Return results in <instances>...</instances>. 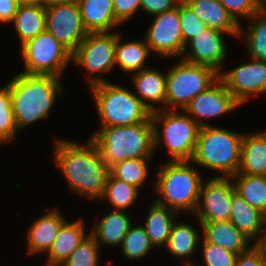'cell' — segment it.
Segmentation results:
<instances>
[{
  "label": "cell",
  "mask_w": 266,
  "mask_h": 266,
  "mask_svg": "<svg viewBox=\"0 0 266 266\" xmlns=\"http://www.w3.org/2000/svg\"><path fill=\"white\" fill-rule=\"evenodd\" d=\"M132 78L137 92L135 95L151 113L160 110L153 104L162 103L165 109L166 73L162 74L158 69L148 67L134 73Z\"/></svg>",
  "instance_id": "cell-19"
},
{
  "label": "cell",
  "mask_w": 266,
  "mask_h": 266,
  "mask_svg": "<svg viewBox=\"0 0 266 266\" xmlns=\"http://www.w3.org/2000/svg\"><path fill=\"white\" fill-rule=\"evenodd\" d=\"M208 28L239 36L240 24L218 0H183Z\"/></svg>",
  "instance_id": "cell-20"
},
{
  "label": "cell",
  "mask_w": 266,
  "mask_h": 266,
  "mask_svg": "<svg viewBox=\"0 0 266 266\" xmlns=\"http://www.w3.org/2000/svg\"><path fill=\"white\" fill-rule=\"evenodd\" d=\"M231 179L235 191L252 207L266 215V176L235 174Z\"/></svg>",
  "instance_id": "cell-31"
},
{
  "label": "cell",
  "mask_w": 266,
  "mask_h": 266,
  "mask_svg": "<svg viewBox=\"0 0 266 266\" xmlns=\"http://www.w3.org/2000/svg\"><path fill=\"white\" fill-rule=\"evenodd\" d=\"M199 223L203 235L202 239L206 242L221 246L238 255L248 251L253 246L251 245L252 240L229 220Z\"/></svg>",
  "instance_id": "cell-18"
},
{
  "label": "cell",
  "mask_w": 266,
  "mask_h": 266,
  "mask_svg": "<svg viewBox=\"0 0 266 266\" xmlns=\"http://www.w3.org/2000/svg\"><path fill=\"white\" fill-rule=\"evenodd\" d=\"M225 34L228 35L217 29H205L185 45L181 59L193 64L211 66L220 72L222 62L227 57V46L223 38ZM186 49L189 50L188 53Z\"/></svg>",
  "instance_id": "cell-16"
},
{
  "label": "cell",
  "mask_w": 266,
  "mask_h": 266,
  "mask_svg": "<svg viewBox=\"0 0 266 266\" xmlns=\"http://www.w3.org/2000/svg\"><path fill=\"white\" fill-rule=\"evenodd\" d=\"M120 246L123 256L132 261L145 257L154 248L145 228L142 225L133 226V224L129 227Z\"/></svg>",
  "instance_id": "cell-34"
},
{
  "label": "cell",
  "mask_w": 266,
  "mask_h": 266,
  "mask_svg": "<svg viewBox=\"0 0 266 266\" xmlns=\"http://www.w3.org/2000/svg\"><path fill=\"white\" fill-rule=\"evenodd\" d=\"M139 189L132 184L112 177L107 178L101 200H108L114 210L126 211L137 199Z\"/></svg>",
  "instance_id": "cell-33"
},
{
  "label": "cell",
  "mask_w": 266,
  "mask_h": 266,
  "mask_svg": "<svg viewBox=\"0 0 266 266\" xmlns=\"http://www.w3.org/2000/svg\"><path fill=\"white\" fill-rule=\"evenodd\" d=\"M146 33L145 40L151 52L163 57L181 58L185 51L179 17V4L174 9L159 13Z\"/></svg>",
  "instance_id": "cell-12"
},
{
  "label": "cell",
  "mask_w": 266,
  "mask_h": 266,
  "mask_svg": "<svg viewBox=\"0 0 266 266\" xmlns=\"http://www.w3.org/2000/svg\"><path fill=\"white\" fill-rule=\"evenodd\" d=\"M202 241L205 266H235L238 254L221 246L206 242L204 239ZM184 262L183 266H194L188 260Z\"/></svg>",
  "instance_id": "cell-37"
},
{
  "label": "cell",
  "mask_w": 266,
  "mask_h": 266,
  "mask_svg": "<svg viewBox=\"0 0 266 266\" xmlns=\"http://www.w3.org/2000/svg\"><path fill=\"white\" fill-rule=\"evenodd\" d=\"M100 248L95 238L88 233L61 266H99Z\"/></svg>",
  "instance_id": "cell-35"
},
{
  "label": "cell",
  "mask_w": 266,
  "mask_h": 266,
  "mask_svg": "<svg viewBox=\"0 0 266 266\" xmlns=\"http://www.w3.org/2000/svg\"><path fill=\"white\" fill-rule=\"evenodd\" d=\"M132 224L131 217L127 212L113 209L89 232L100 247L103 245L119 246Z\"/></svg>",
  "instance_id": "cell-25"
},
{
  "label": "cell",
  "mask_w": 266,
  "mask_h": 266,
  "mask_svg": "<svg viewBox=\"0 0 266 266\" xmlns=\"http://www.w3.org/2000/svg\"><path fill=\"white\" fill-rule=\"evenodd\" d=\"M15 30L23 45L46 31V9L41 4H20L14 15Z\"/></svg>",
  "instance_id": "cell-27"
},
{
  "label": "cell",
  "mask_w": 266,
  "mask_h": 266,
  "mask_svg": "<svg viewBox=\"0 0 266 266\" xmlns=\"http://www.w3.org/2000/svg\"><path fill=\"white\" fill-rule=\"evenodd\" d=\"M260 11H266V0H257Z\"/></svg>",
  "instance_id": "cell-47"
},
{
  "label": "cell",
  "mask_w": 266,
  "mask_h": 266,
  "mask_svg": "<svg viewBox=\"0 0 266 266\" xmlns=\"http://www.w3.org/2000/svg\"><path fill=\"white\" fill-rule=\"evenodd\" d=\"M8 85L18 132L48 117L53 104L63 94L60 78L53 75L18 73Z\"/></svg>",
  "instance_id": "cell-2"
},
{
  "label": "cell",
  "mask_w": 266,
  "mask_h": 266,
  "mask_svg": "<svg viewBox=\"0 0 266 266\" xmlns=\"http://www.w3.org/2000/svg\"><path fill=\"white\" fill-rule=\"evenodd\" d=\"M235 266H266L260 253L252 246L237 256Z\"/></svg>",
  "instance_id": "cell-42"
},
{
  "label": "cell",
  "mask_w": 266,
  "mask_h": 266,
  "mask_svg": "<svg viewBox=\"0 0 266 266\" xmlns=\"http://www.w3.org/2000/svg\"><path fill=\"white\" fill-rule=\"evenodd\" d=\"M199 242L195 227L184 222H174L165 248L175 258H189L196 252Z\"/></svg>",
  "instance_id": "cell-29"
},
{
  "label": "cell",
  "mask_w": 266,
  "mask_h": 266,
  "mask_svg": "<svg viewBox=\"0 0 266 266\" xmlns=\"http://www.w3.org/2000/svg\"><path fill=\"white\" fill-rule=\"evenodd\" d=\"M250 60L249 63L219 73V78L241 105L252 95L266 94V62L252 58Z\"/></svg>",
  "instance_id": "cell-14"
},
{
  "label": "cell",
  "mask_w": 266,
  "mask_h": 266,
  "mask_svg": "<svg viewBox=\"0 0 266 266\" xmlns=\"http://www.w3.org/2000/svg\"><path fill=\"white\" fill-rule=\"evenodd\" d=\"M45 9L46 31L73 54L88 35L78 2L49 6Z\"/></svg>",
  "instance_id": "cell-11"
},
{
  "label": "cell",
  "mask_w": 266,
  "mask_h": 266,
  "mask_svg": "<svg viewBox=\"0 0 266 266\" xmlns=\"http://www.w3.org/2000/svg\"><path fill=\"white\" fill-rule=\"evenodd\" d=\"M19 4H44V0H18Z\"/></svg>",
  "instance_id": "cell-46"
},
{
  "label": "cell",
  "mask_w": 266,
  "mask_h": 266,
  "mask_svg": "<svg viewBox=\"0 0 266 266\" xmlns=\"http://www.w3.org/2000/svg\"><path fill=\"white\" fill-rule=\"evenodd\" d=\"M182 0H141V9L148 15H156L174 9Z\"/></svg>",
  "instance_id": "cell-41"
},
{
  "label": "cell",
  "mask_w": 266,
  "mask_h": 266,
  "mask_svg": "<svg viewBox=\"0 0 266 266\" xmlns=\"http://www.w3.org/2000/svg\"><path fill=\"white\" fill-rule=\"evenodd\" d=\"M141 0H113L114 15L117 22L122 25L129 21L139 9Z\"/></svg>",
  "instance_id": "cell-40"
},
{
  "label": "cell",
  "mask_w": 266,
  "mask_h": 266,
  "mask_svg": "<svg viewBox=\"0 0 266 266\" xmlns=\"http://www.w3.org/2000/svg\"><path fill=\"white\" fill-rule=\"evenodd\" d=\"M46 264H47L46 266H61V265H56V264H48V263Z\"/></svg>",
  "instance_id": "cell-48"
},
{
  "label": "cell",
  "mask_w": 266,
  "mask_h": 266,
  "mask_svg": "<svg viewBox=\"0 0 266 266\" xmlns=\"http://www.w3.org/2000/svg\"><path fill=\"white\" fill-rule=\"evenodd\" d=\"M178 62L166 72L165 109L183 111L192 98L219 79L220 72L211 66L189 63L181 58Z\"/></svg>",
  "instance_id": "cell-8"
},
{
  "label": "cell",
  "mask_w": 266,
  "mask_h": 266,
  "mask_svg": "<svg viewBox=\"0 0 266 266\" xmlns=\"http://www.w3.org/2000/svg\"><path fill=\"white\" fill-rule=\"evenodd\" d=\"M25 71L21 73L61 76L72 54L49 32L40 33L21 45Z\"/></svg>",
  "instance_id": "cell-9"
},
{
  "label": "cell",
  "mask_w": 266,
  "mask_h": 266,
  "mask_svg": "<svg viewBox=\"0 0 266 266\" xmlns=\"http://www.w3.org/2000/svg\"><path fill=\"white\" fill-rule=\"evenodd\" d=\"M90 138L109 167L128 159L152 158L155 151L151 116L145 122L134 125L101 127Z\"/></svg>",
  "instance_id": "cell-4"
},
{
  "label": "cell",
  "mask_w": 266,
  "mask_h": 266,
  "mask_svg": "<svg viewBox=\"0 0 266 266\" xmlns=\"http://www.w3.org/2000/svg\"><path fill=\"white\" fill-rule=\"evenodd\" d=\"M149 207L142 226L154 247H165L179 213L155 201Z\"/></svg>",
  "instance_id": "cell-26"
},
{
  "label": "cell",
  "mask_w": 266,
  "mask_h": 266,
  "mask_svg": "<svg viewBox=\"0 0 266 266\" xmlns=\"http://www.w3.org/2000/svg\"><path fill=\"white\" fill-rule=\"evenodd\" d=\"M229 221L252 241L266 228V215L252 207L236 191L232 194Z\"/></svg>",
  "instance_id": "cell-22"
},
{
  "label": "cell",
  "mask_w": 266,
  "mask_h": 266,
  "mask_svg": "<svg viewBox=\"0 0 266 266\" xmlns=\"http://www.w3.org/2000/svg\"><path fill=\"white\" fill-rule=\"evenodd\" d=\"M179 17L184 45L208 28L183 0L179 3Z\"/></svg>",
  "instance_id": "cell-38"
},
{
  "label": "cell",
  "mask_w": 266,
  "mask_h": 266,
  "mask_svg": "<svg viewBox=\"0 0 266 266\" xmlns=\"http://www.w3.org/2000/svg\"><path fill=\"white\" fill-rule=\"evenodd\" d=\"M252 245L260 253L261 258L266 264V228L259 234Z\"/></svg>",
  "instance_id": "cell-44"
},
{
  "label": "cell",
  "mask_w": 266,
  "mask_h": 266,
  "mask_svg": "<svg viewBox=\"0 0 266 266\" xmlns=\"http://www.w3.org/2000/svg\"><path fill=\"white\" fill-rule=\"evenodd\" d=\"M117 32L88 33L72 54V61L85 68L89 87L107 82L101 73H108L116 64ZM97 73L98 75H95Z\"/></svg>",
  "instance_id": "cell-10"
},
{
  "label": "cell",
  "mask_w": 266,
  "mask_h": 266,
  "mask_svg": "<svg viewBox=\"0 0 266 266\" xmlns=\"http://www.w3.org/2000/svg\"><path fill=\"white\" fill-rule=\"evenodd\" d=\"M78 4L88 33L112 32L120 25L114 15L113 0H78Z\"/></svg>",
  "instance_id": "cell-21"
},
{
  "label": "cell",
  "mask_w": 266,
  "mask_h": 266,
  "mask_svg": "<svg viewBox=\"0 0 266 266\" xmlns=\"http://www.w3.org/2000/svg\"><path fill=\"white\" fill-rule=\"evenodd\" d=\"M66 221L67 219L55 207L30 224L27 231L28 255L47 253Z\"/></svg>",
  "instance_id": "cell-17"
},
{
  "label": "cell",
  "mask_w": 266,
  "mask_h": 266,
  "mask_svg": "<svg viewBox=\"0 0 266 266\" xmlns=\"http://www.w3.org/2000/svg\"><path fill=\"white\" fill-rule=\"evenodd\" d=\"M241 104L234 98L226 88L224 82L219 78L205 91L197 94L191 99L184 111L192 117L200 127L211 126L203 119H211L239 108Z\"/></svg>",
  "instance_id": "cell-15"
},
{
  "label": "cell",
  "mask_w": 266,
  "mask_h": 266,
  "mask_svg": "<svg viewBox=\"0 0 266 266\" xmlns=\"http://www.w3.org/2000/svg\"><path fill=\"white\" fill-rule=\"evenodd\" d=\"M247 20L251 24L247 25L246 33L241 25L239 31V37H244L246 42V54L252 59L266 62V11H259Z\"/></svg>",
  "instance_id": "cell-30"
},
{
  "label": "cell",
  "mask_w": 266,
  "mask_h": 266,
  "mask_svg": "<svg viewBox=\"0 0 266 266\" xmlns=\"http://www.w3.org/2000/svg\"><path fill=\"white\" fill-rule=\"evenodd\" d=\"M236 174L266 176V131L245 134L241 146V163Z\"/></svg>",
  "instance_id": "cell-24"
},
{
  "label": "cell",
  "mask_w": 266,
  "mask_h": 266,
  "mask_svg": "<svg viewBox=\"0 0 266 266\" xmlns=\"http://www.w3.org/2000/svg\"><path fill=\"white\" fill-rule=\"evenodd\" d=\"M176 111L160 108L151 113L154 149L164 142L170 161H191L201 127L184 110L183 113Z\"/></svg>",
  "instance_id": "cell-7"
},
{
  "label": "cell",
  "mask_w": 266,
  "mask_h": 266,
  "mask_svg": "<svg viewBox=\"0 0 266 266\" xmlns=\"http://www.w3.org/2000/svg\"><path fill=\"white\" fill-rule=\"evenodd\" d=\"M88 234L83 219L66 221L60 228L51 249L46 253L48 264L61 265Z\"/></svg>",
  "instance_id": "cell-23"
},
{
  "label": "cell",
  "mask_w": 266,
  "mask_h": 266,
  "mask_svg": "<svg viewBox=\"0 0 266 266\" xmlns=\"http://www.w3.org/2000/svg\"><path fill=\"white\" fill-rule=\"evenodd\" d=\"M73 2H78V0H44V6H55V5H62V4H69Z\"/></svg>",
  "instance_id": "cell-45"
},
{
  "label": "cell",
  "mask_w": 266,
  "mask_h": 266,
  "mask_svg": "<svg viewBox=\"0 0 266 266\" xmlns=\"http://www.w3.org/2000/svg\"><path fill=\"white\" fill-rule=\"evenodd\" d=\"M117 32V45L115 52L116 66H118L125 72L136 73L143 69L148 68L145 66L146 60L149 57L150 47L146 43V40H132L127 42H121V35Z\"/></svg>",
  "instance_id": "cell-28"
},
{
  "label": "cell",
  "mask_w": 266,
  "mask_h": 266,
  "mask_svg": "<svg viewBox=\"0 0 266 266\" xmlns=\"http://www.w3.org/2000/svg\"><path fill=\"white\" fill-rule=\"evenodd\" d=\"M18 133L14 120L12 97L7 84L0 88V144L10 142Z\"/></svg>",
  "instance_id": "cell-36"
},
{
  "label": "cell",
  "mask_w": 266,
  "mask_h": 266,
  "mask_svg": "<svg viewBox=\"0 0 266 266\" xmlns=\"http://www.w3.org/2000/svg\"><path fill=\"white\" fill-rule=\"evenodd\" d=\"M19 5L18 0H0V23H11Z\"/></svg>",
  "instance_id": "cell-43"
},
{
  "label": "cell",
  "mask_w": 266,
  "mask_h": 266,
  "mask_svg": "<svg viewBox=\"0 0 266 266\" xmlns=\"http://www.w3.org/2000/svg\"><path fill=\"white\" fill-rule=\"evenodd\" d=\"M101 127L127 126L145 122L151 112L131 91L109 81L90 87Z\"/></svg>",
  "instance_id": "cell-6"
},
{
  "label": "cell",
  "mask_w": 266,
  "mask_h": 266,
  "mask_svg": "<svg viewBox=\"0 0 266 266\" xmlns=\"http://www.w3.org/2000/svg\"><path fill=\"white\" fill-rule=\"evenodd\" d=\"M235 191L231 177H211L204 180L194 215L199 222H216L230 219L232 194Z\"/></svg>",
  "instance_id": "cell-13"
},
{
  "label": "cell",
  "mask_w": 266,
  "mask_h": 266,
  "mask_svg": "<svg viewBox=\"0 0 266 266\" xmlns=\"http://www.w3.org/2000/svg\"><path fill=\"white\" fill-rule=\"evenodd\" d=\"M151 158H133L117 162L109 167L110 175L121 181L134 185L138 189L145 184L148 177V163Z\"/></svg>",
  "instance_id": "cell-32"
},
{
  "label": "cell",
  "mask_w": 266,
  "mask_h": 266,
  "mask_svg": "<svg viewBox=\"0 0 266 266\" xmlns=\"http://www.w3.org/2000/svg\"><path fill=\"white\" fill-rule=\"evenodd\" d=\"M191 161H168L158 168L154 188L155 202L180 211L195 213L204 181Z\"/></svg>",
  "instance_id": "cell-3"
},
{
  "label": "cell",
  "mask_w": 266,
  "mask_h": 266,
  "mask_svg": "<svg viewBox=\"0 0 266 266\" xmlns=\"http://www.w3.org/2000/svg\"><path fill=\"white\" fill-rule=\"evenodd\" d=\"M233 17V19L241 25L239 18L249 19L255 13L259 12L257 0H218Z\"/></svg>",
  "instance_id": "cell-39"
},
{
  "label": "cell",
  "mask_w": 266,
  "mask_h": 266,
  "mask_svg": "<svg viewBox=\"0 0 266 266\" xmlns=\"http://www.w3.org/2000/svg\"><path fill=\"white\" fill-rule=\"evenodd\" d=\"M244 135L217 126L201 127L191 162L217 171V177L235 175L241 163Z\"/></svg>",
  "instance_id": "cell-5"
},
{
  "label": "cell",
  "mask_w": 266,
  "mask_h": 266,
  "mask_svg": "<svg viewBox=\"0 0 266 266\" xmlns=\"http://www.w3.org/2000/svg\"><path fill=\"white\" fill-rule=\"evenodd\" d=\"M55 144V163L71 191L86 198L100 199L110 172L96 143L90 138L85 145L63 139H57Z\"/></svg>",
  "instance_id": "cell-1"
}]
</instances>
